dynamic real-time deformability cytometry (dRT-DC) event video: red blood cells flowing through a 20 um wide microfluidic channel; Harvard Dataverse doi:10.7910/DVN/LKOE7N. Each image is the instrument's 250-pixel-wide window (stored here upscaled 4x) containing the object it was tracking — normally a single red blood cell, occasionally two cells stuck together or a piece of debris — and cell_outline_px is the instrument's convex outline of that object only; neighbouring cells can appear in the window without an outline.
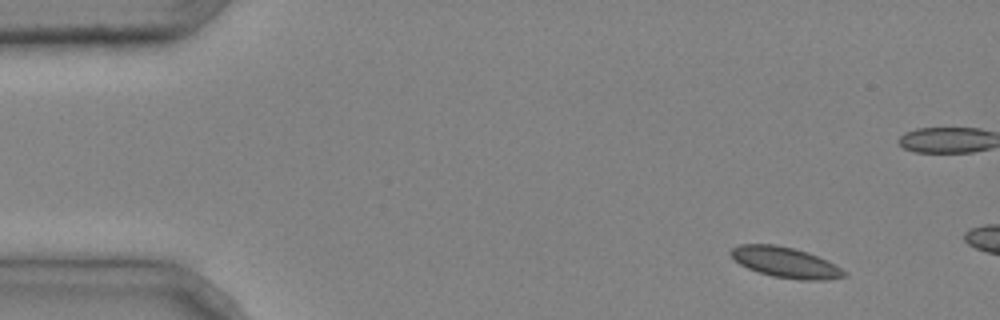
{"species": "common noctule bat (a hibernating species)", "species_latin": "Nyctalus noctula", "temperature_condition": "cold", "stored_images_in_passage": 3, "camera_frame_rate_fps": 3000, "um_per_image_px": 0.085, "animal": {"sex": "male", "body_mass_g": 20.4}, "frame": {"image": 1, "passage_image": 1, "time_ms": 0.0, "image_size_px": [1000, 320], "cell_outline_px": [[848, 276], [824, 280], [800, 280], [772, 276], [748, 268], [740, 264], [728, 252], [732, 248], [740, 244], [776, 244], [808, 252], [828, 260], [840, 268]], "centroid_in_image_um": [66.76, 22.29], "position_along_channel_um": 18.2, "area_um2": 20.06}}